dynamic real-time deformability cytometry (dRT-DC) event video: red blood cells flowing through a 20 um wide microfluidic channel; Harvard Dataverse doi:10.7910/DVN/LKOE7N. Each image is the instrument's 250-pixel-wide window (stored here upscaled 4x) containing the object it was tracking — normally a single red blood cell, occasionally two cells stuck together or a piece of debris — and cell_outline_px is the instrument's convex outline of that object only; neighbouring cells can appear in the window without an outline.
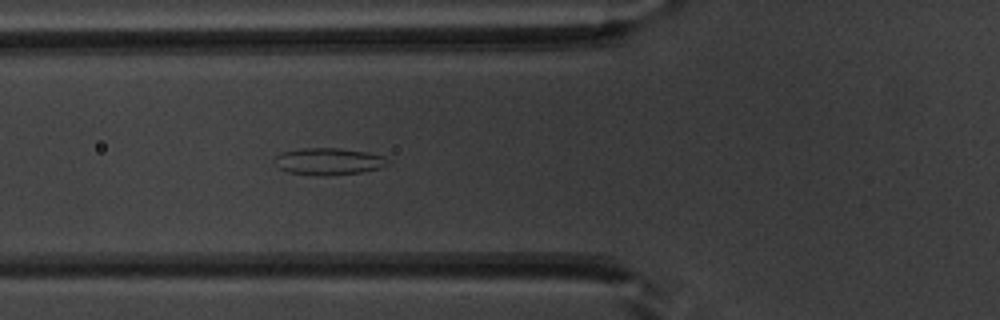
{"species": "common noctule bat (a hibernating species)", "species_latin": "Nyctalus noctula", "temperature_condition": "warm", "stored_images_in_passage": 5, "camera_frame_rate_fps": 3000, "um_per_image_px": 0.085, "animal": {"sex": "male", "body_mass_g": 20.1, "forearm_length_mm": 53.5}, "frame": {"image": 1, "passage_image": 3, "time_ms": 0.667, "image_size_px": [1000, 320], "cell_outline_px": [[388, 164], [380, 168], [360, 172], [328, 176], [316, 176], [288, 172], [276, 168], [272, 164], [272, 160], [276, 156], [284, 152], [304, 148], [340, 148], [368, 152], [384, 156], [388, 160]], "centroid_in_image_um": [27.88, 13.73], "position_along_channel_um": 97.9, "area_um2": 18.03}}